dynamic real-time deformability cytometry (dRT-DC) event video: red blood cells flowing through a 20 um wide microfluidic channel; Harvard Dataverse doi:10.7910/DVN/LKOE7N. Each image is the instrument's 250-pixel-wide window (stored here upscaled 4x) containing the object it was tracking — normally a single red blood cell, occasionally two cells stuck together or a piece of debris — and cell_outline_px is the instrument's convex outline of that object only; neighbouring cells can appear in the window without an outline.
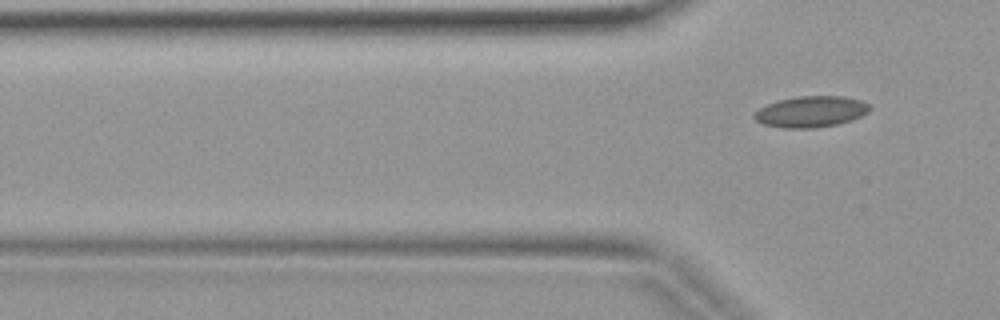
{"species": "common noctule bat (a hibernating species)", "species_latin": "Nyctalus noctula", "temperature_condition": "warm", "stored_images_in_passage": 3, "camera_frame_rate_fps": 3000, "um_per_image_px": 0.085, "animal": {"sex": "female", "body_mass_g": 19.9}, "frame": {"image": 1, "passage_image": 3, "time_ms": 0.667, "image_size_px": [1000, 320], "cell_outline_px": [[872, 108], [868, 112], [852, 120], [836, 124], [816, 128], [784, 128], [764, 124], [756, 120], [752, 116], [760, 108], [768, 104], [780, 100], [800, 96], [844, 96], [860, 100], [872, 104]], "centroid_in_image_um": [68.98, 9.49], "position_along_channel_um": 56.8, "area_um2": 20.87}}